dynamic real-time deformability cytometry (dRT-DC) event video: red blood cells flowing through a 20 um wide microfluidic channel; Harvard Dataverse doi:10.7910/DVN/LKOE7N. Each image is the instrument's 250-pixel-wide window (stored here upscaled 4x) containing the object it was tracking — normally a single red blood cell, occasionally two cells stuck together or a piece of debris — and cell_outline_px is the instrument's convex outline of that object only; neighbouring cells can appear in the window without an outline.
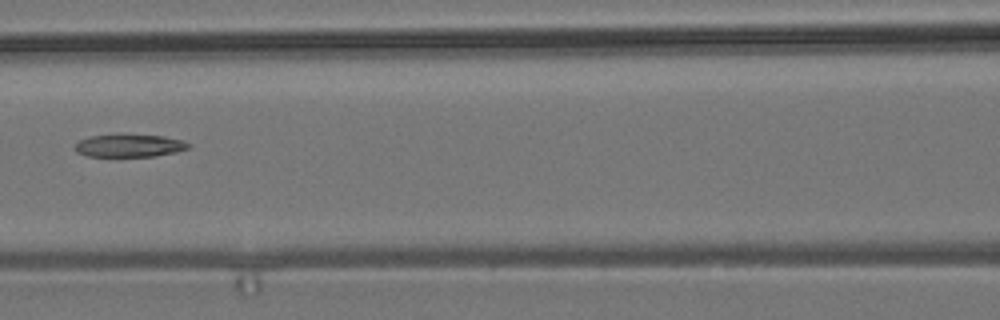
{"species": "common noctule bat (a hibernating species)", "species_latin": "Nyctalus noctula", "temperature_condition": "room temperature", "stored_images_in_passage": 6, "camera_frame_rate_fps": 3000, "um_per_image_px": 0.085, "animal": {"sex": "male", "body_mass_g": 19.2, "forearm_length_mm": 51.8}, "frame": {"image": 1, "passage_image": 5, "time_ms": 4.667, "image_size_px": [1000, 320], "cell_outline_px": [[192, 144], [188, 148], [176, 152], [156, 156], [88, 156], [76, 152], [72, 148], [80, 140], [88, 136], [116, 132], [124, 132], [164, 136], [184, 140]], "centroid_in_image_um": [10.98, 12.33], "position_along_channel_um": 155.6, "area_um2": 15.9}}
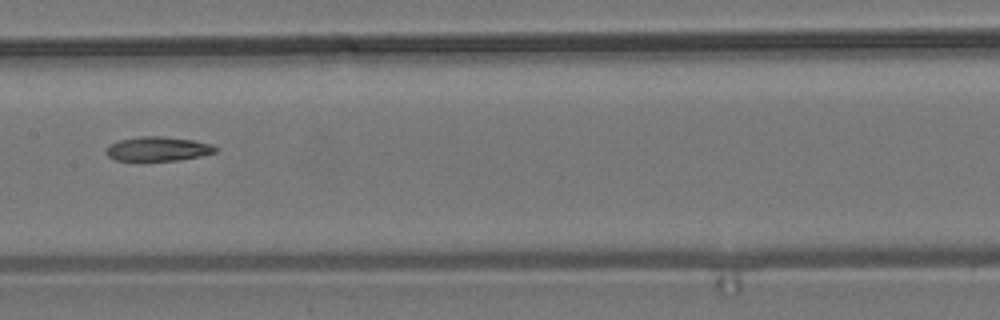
{"frame": {"image": 2, "passage_image": 6, "time_ms": 5.667, "image_size_px": [1000, 320], "cell_outline_px": [[220, 148], [216, 152], [200, 156], [176, 160], [116, 160], [108, 156], [104, 152], [108, 144], [120, 140], [140, 136], [164, 136], [192, 140], [212, 144]], "centroid_in_image_um": [13.42, 12.64], "position_along_channel_um": 194.0, "area_um2": 15.49}}